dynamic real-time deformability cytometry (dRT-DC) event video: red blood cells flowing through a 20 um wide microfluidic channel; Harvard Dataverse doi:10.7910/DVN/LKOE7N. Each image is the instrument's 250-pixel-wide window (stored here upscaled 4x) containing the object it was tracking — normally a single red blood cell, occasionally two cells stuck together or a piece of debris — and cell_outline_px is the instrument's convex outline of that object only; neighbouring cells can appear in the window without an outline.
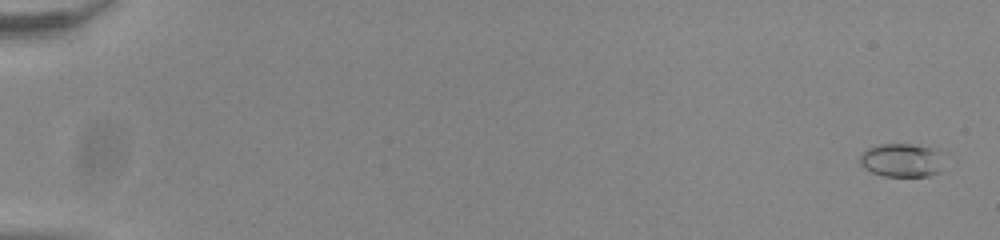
{"species": "common noctule bat (a hibernating species)", "species_latin": "Nyctalus noctula", "temperature_condition": "room temperature", "stored_images_in_passage": 24, "camera_frame_rate_fps": 3000, "um_per_image_px": 0.085, "animal": {"sex": "male", "body_mass_g": 20.0, "forearm_length_mm": 53.3}, "frame": {"image": 1, "passage_image": 2, "time_ms": 0.333, "image_size_px": [1000, 240], "cell_outline_px": [[940, 172], [928, 176], [884, 176], [872, 172], [864, 168], [860, 164], [860, 156], [868, 148], [876, 144], [912, 144], [928, 148], [932, 152]], "centroid_in_image_um": [76.46, 13.63], "position_along_channel_um": 8.5, "area_um2": 15.49}}
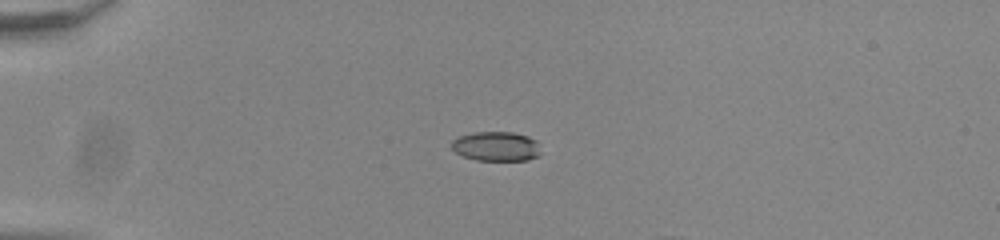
{"frame": {"image": 2, "passage_image": 16, "time_ms": 5.0, "image_size_px": [1000, 240], "cell_outline_px": [[540, 152], [536, 156], [528, 160], [476, 160], [464, 156], [456, 152], [452, 148], [452, 140], [460, 136], [472, 132], [512, 132], [528, 136], [536, 140]], "centroid_in_image_um": [42.17, 12.43], "position_along_channel_um": 42.8, "area_um2": 15.2}}
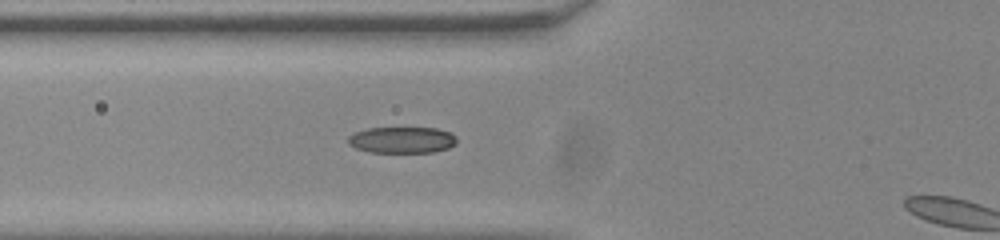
{"frame": {"image": 3, "passage_image": 23, "time_ms": 7.333, "image_size_px": [1000, 240], "cell_outline_px": [[456, 144], [448, 148], [436, 152], [372, 152], [356, 148], [348, 144], [348, 136], [356, 132], [368, 128], [436, 128], [452, 132], [456, 136]], "centroid_in_image_um": [34.21, 11.89], "position_along_channel_um": 91.6, "area_um2": 16.7}}